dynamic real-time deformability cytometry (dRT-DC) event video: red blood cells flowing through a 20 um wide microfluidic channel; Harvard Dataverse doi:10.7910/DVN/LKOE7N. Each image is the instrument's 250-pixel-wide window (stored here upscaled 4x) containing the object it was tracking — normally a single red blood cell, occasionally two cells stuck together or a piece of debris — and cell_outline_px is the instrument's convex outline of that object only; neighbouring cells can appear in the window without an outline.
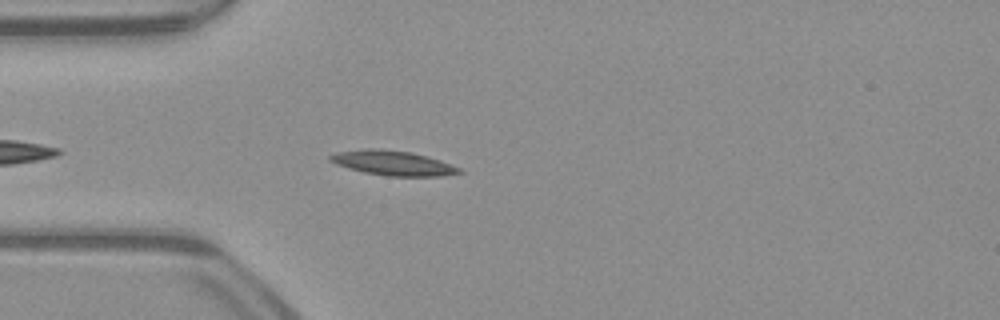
{"species": "common noctule bat (a hibernating species)", "species_latin": "Nyctalus noctula", "temperature_condition": "warm", "stored_images_in_passage": 27, "camera_frame_rate_fps": 3000, "um_per_image_px": 0.085, "animal": {"sex": "male", "body_mass_g": 23.1, "forearm_length_mm": 52.7}, "frame": {"image": 1, "passage_image": 5, "time_ms": 1.333, "image_size_px": [1000, 320], "cell_outline_px": [[464, 172], [440, 176], [388, 176], [364, 172], [348, 168], [336, 164], [328, 160], [328, 156], [340, 152], [372, 148], [408, 152], [428, 156], [440, 160], [460, 168]], "centroid_in_image_um": [33.41, 13.87], "position_along_channel_um": 51.6, "area_um2": 18.26}}
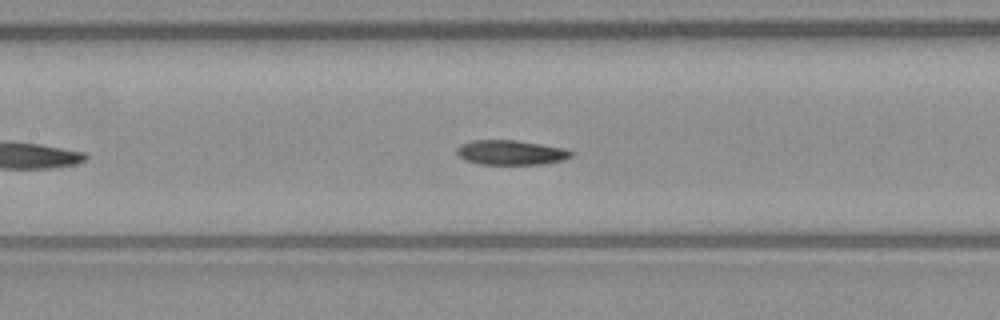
{"frame": {"image": 2, "passage_image": 14, "time_ms": 4.333, "image_size_px": [1000, 320], "cell_outline_px": [[576, 152], [572, 156], [564, 160], [544, 164], [480, 164], [464, 160], [456, 156], [456, 148], [460, 144], [472, 140], [516, 140], [568, 148]], "centroid_in_image_um": [43.45, 12.96], "position_along_channel_um": 164.0, "area_um2": 16.88}}
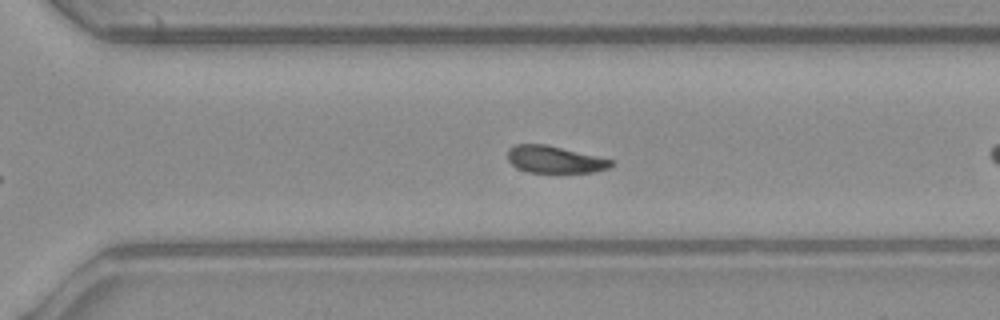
{"frame": {"image": 3, "passage_image": 23, "time_ms": 7.333, "image_size_px": [1000, 320], "cell_outline_px": [[612, 164], [608, 168], [592, 172], [528, 172], [516, 168], [508, 160], [508, 148], [516, 144], [544, 144], [600, 156], [612, 160]], "centroid_in_image_um": [47.12, 13.55], "position_along_channel_um": 323.5, "area_um2": 16.24}}